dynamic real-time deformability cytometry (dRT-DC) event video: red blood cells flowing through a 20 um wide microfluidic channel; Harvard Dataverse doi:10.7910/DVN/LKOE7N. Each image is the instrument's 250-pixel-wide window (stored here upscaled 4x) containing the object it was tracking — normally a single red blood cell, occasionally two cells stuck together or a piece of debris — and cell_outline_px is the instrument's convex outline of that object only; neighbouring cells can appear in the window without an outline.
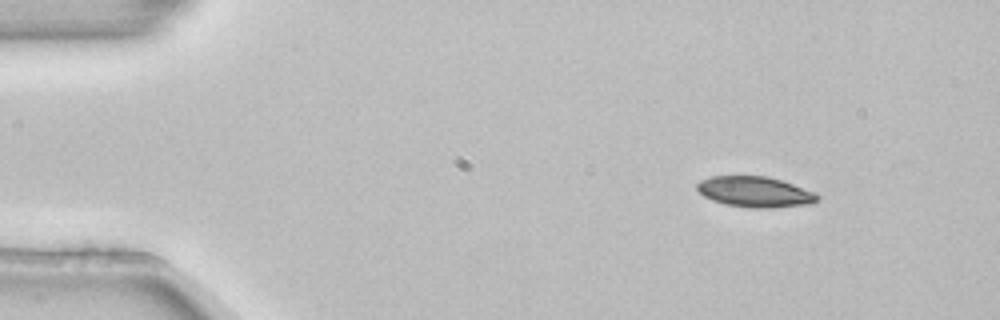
{"species": "common noctule bat (a hibernating species)", "species_latin": "Nyctalus noctula", "temperature_condition": "room temperature", "stored_images_in_passage": 3, "camera_frame_rate_fps": 3000, "um_per_image_px": 0.085, "animal": {"sex": "female", "body_mass_g": 22.7, "forearm_length_mm": 54.2}, "frame": {"image": 1, "passage_image": 1, "time_ms": 0.0, "image_size_px": [1000, 320], "cell_outline_px": [[820, 200], [812, 204], [768, 208], [752, 208], [724, 204], [712, 200], [704, 196], [696, 188], [696, 184], [700, 180], [712, 176], [768, 176], [816, 192], [820, 196]], "centroid_in_image_um": [64.2, 16.31], "position_along_channel_um": 20.8, "area_um2": 21.62}}